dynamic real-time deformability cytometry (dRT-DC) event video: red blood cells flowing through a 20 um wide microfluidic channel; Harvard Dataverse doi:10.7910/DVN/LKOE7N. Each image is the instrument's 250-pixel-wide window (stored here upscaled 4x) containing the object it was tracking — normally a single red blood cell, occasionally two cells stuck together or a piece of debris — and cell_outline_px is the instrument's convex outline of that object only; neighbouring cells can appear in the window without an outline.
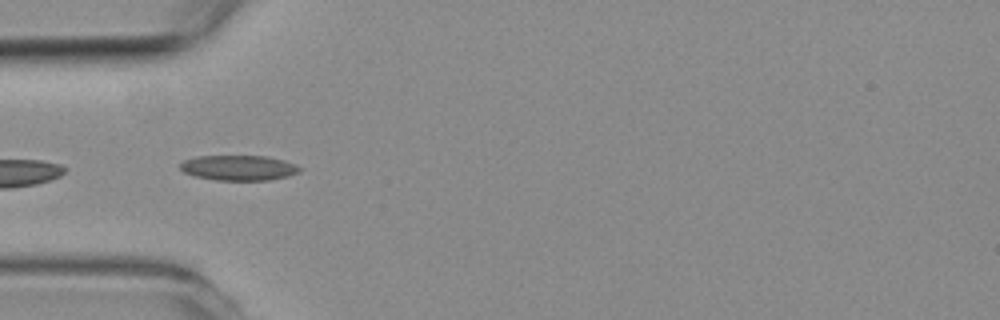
{"species": "common noctule bat (a hibernating species)", "species_latin": "Nyctalus noctula", "temperature_condition": "room temperature", "stored_images_in_passage": 9, "camera_frame_rate_fps": 3000, "um_per_image_px": 0.085, "animal": {"sex": "female", "body_mass_g": 19.3, "forearm_length_mm": 54.1}, "frame": {"image": 1, "passage_image": 4, "time_ms": 4.333, "image_size_px": [1000, 320], "cell_outline_px": [[300, 172], [288, 176], [268, 180], [216, 180], [196, 176], [184, 172], [180, 168], [180, 164], [184, 160], [196, 156], [268, 156], [284, 160], [296, 164], [300, 168]], "centroid_in_image_um": [20.31, 14.26], "position_along_channel_um": 64.7, "area_um2": 17.51}}
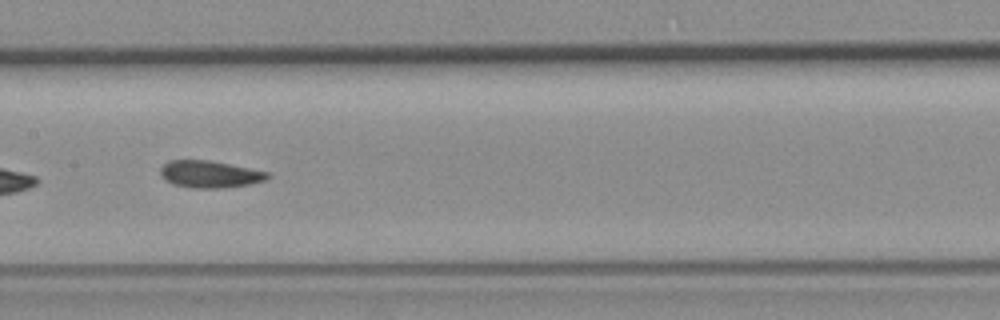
{"frame": {"image": 2, "passage_image": 7, "time_ms": 7.667, "image_size_px": [1000, 320], "cell_outline_px": [[272, 176], [264, 180], [248, 184], [224, 188], [192, 188], [172, 184], [164, 180], [160, 176], [160, 168], [168, 160], [208, 160], [272, 172]], "centroid_in_image_um": [17.83, 14.81], "position_along_channel_um": 189.6, "area_um2": 17.11}}
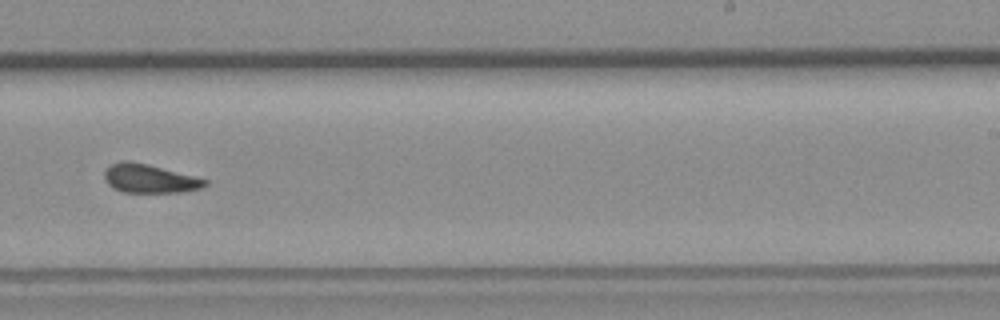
{"frame": {"image": 3, "passage_image": 9, "time_ms": 10.0, "image_size_px": [1000, 320], "cell_outline_px": [[208, 184], [200, 188], [184, 192], [124, 192], [108, 184], [104, 176], [104, 172], [112, 164], [124, 160], [128, 160], [148, 164], [208, 180]], "centroid_in_image_um": [12.73, 15.18], "position_along_channel_um": 276.3, "area_um2": 16.53}}